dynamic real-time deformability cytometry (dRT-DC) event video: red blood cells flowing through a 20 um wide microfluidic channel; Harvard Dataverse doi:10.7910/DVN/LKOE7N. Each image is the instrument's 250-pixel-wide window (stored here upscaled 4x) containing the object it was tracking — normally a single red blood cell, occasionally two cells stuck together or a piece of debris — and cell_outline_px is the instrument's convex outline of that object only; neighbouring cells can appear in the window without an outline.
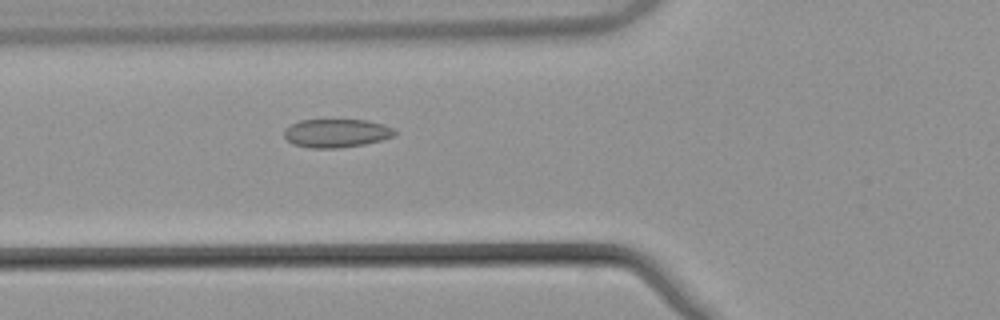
{"species": "common noctule bat (a hibernating species)", "species_latin": "Nyctalus noctula", "temperature_condition": "warm", "stored_images_in_passage": 37, "camera_frame_rate_fps": 3000, "um_per_image_px": 0.085, "animal": {"sex": "male", "body_mass_g": 21.5, "forearm_length_mm": 52.0}, "frame": {"image": 1, "passage_image": 4, "time_ms": 1.0, "image_size_px": [1000, 320], "cell_outline_px": [[396, 136], [364, 144], [340, 148], [308, 148], [292, 144], [284, 136], [284, 128], [300, 120], [368, 120], [384, 124], [396, 128]], "centroid_in_image_um": [28.62, 11.32], "position_along_channel_um": 97.2, "area_um2": 18.55}}
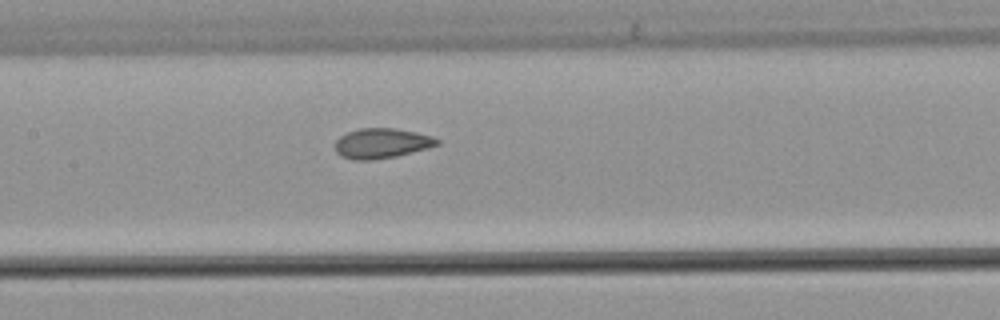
{"frame": {"image": 2, "passage_image": 10, "time_ms": 3.0, "image_size_px": [1000, 320], "cell_outline_px": [[440, 144], [428, 148], [396, 156], [368, 160], [352, 160], [340, 156], [336, 152], [336, 140], [340, 136], [348, 132], [360, 128], [396, 128], [416, 132], [432, 136], [440, 140]], "centroid_in_image_um": [32.45, 12.18], "position_along_channel_um": 175.0, "area_um2": 17.86}}
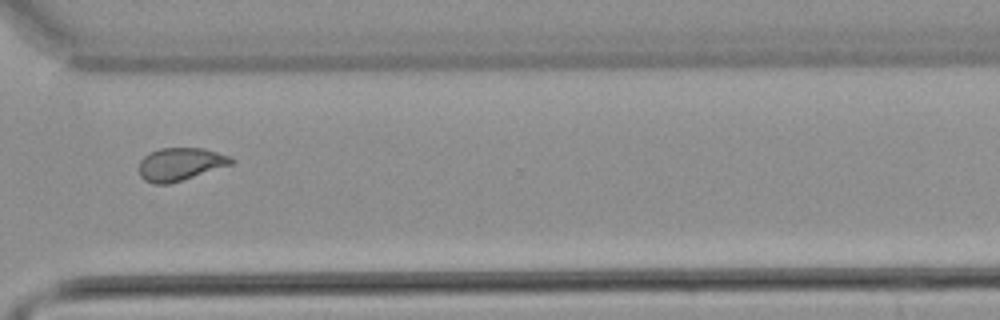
{"frame": {"image": 3, "passage_image": 24, "time_ms": 7.667, "image_size_px": [1000, 320], "cell_outline_px": [[236, 160], [232, 164], [168, 184], [156, 184], [144, 180], [140, 176], [140, 160], [148, 152], [160, 148], [204, 148], [228, 156]], "centroid_in_image_um": [15.3, 13.94], "position_along_channel_um": 355.3, "area_um2": 17.46}, "authors_computed_cell_mechanics": {"area_um2": 17.6868, "velocity_mm_per_s": 3.8654, "shape_relaxation_time_tau1_ms": null, "shape_relaxation_time_tau2_ms": 0.9347, "deformation_change_tau1": null, "deformation_change_tau2": 0.0589}}